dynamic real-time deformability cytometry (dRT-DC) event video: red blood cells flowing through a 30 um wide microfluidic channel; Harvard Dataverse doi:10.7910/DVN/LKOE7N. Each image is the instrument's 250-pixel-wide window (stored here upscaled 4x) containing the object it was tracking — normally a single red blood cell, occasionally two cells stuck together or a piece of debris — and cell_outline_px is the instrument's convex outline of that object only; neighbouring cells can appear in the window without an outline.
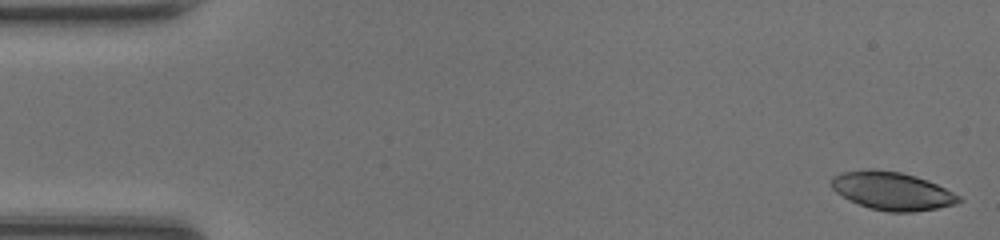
{"species": "common noctule bat (a hibernating species)", "species_latin": "Nyctalus noctula", "temperature_condition": "room temperature", "stored_images_in_passage": 47, "camera_frame_rate_fps": 3000, "um_per_image_px": 0.085, "animal": {"sex": "female", "body_mass_g": 20.0, "forearm_length_mm": 54.0}, "frame": {"image": 1, "passage_image": 1, "time_ms": 0.0, "image_size_px": [1000, 240], "cell_outline_px": [[964, 200], [956, 204], [936, 208], [912, 212], [888, 212], [868, 208], [848, 200], [836, 192], [832, 188], [832, 176], [840, 172], [868, 168], [872, 168], [900, 172], [916, 176], [928, 180], [960, 196]], "centroid_in_image_um": [75.8, 16.22], "position_along_channel_um": 9.2, "area_um2": 28.5}}
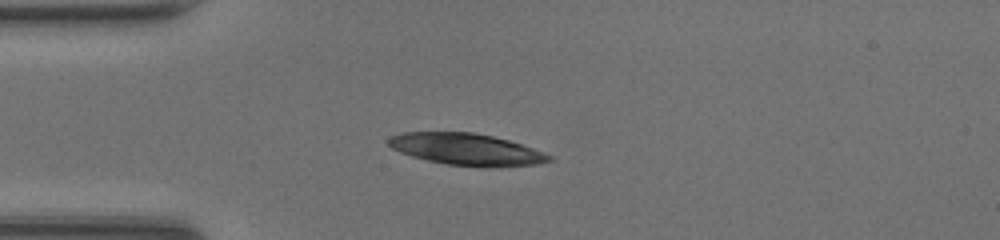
{"frame": {"image": 2, "passage_image": 12, "time_ms": 3.667, "image_size_px": [1000, 240], "cell_outline_px": [[552, 160], [536, 164], [448, 164], [428, 160], [412, 156], [400, 152], [392, 148], [388, 144], [388, 140], [392, 136], [404, 132], [472, 132], [492, 136], [508, 140], [544, 152], [552, 156]], "centroid_in_image_um": [39.57, 12.64], "position_along_channel_um": 45.4, "area_um2": 28.26}}
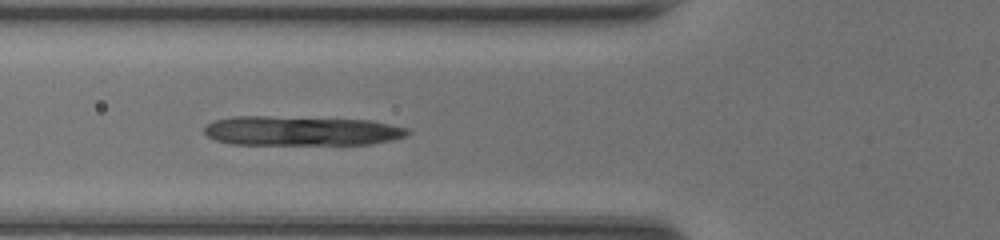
{"frame": {"image": 3, "passage_image": 17, "time_ms": 5.333, "image_size_px": [1000, 240], "cell_outline_px": [[412, 132], [404, 136], [392, 140], [372, 144], [232, 144], [216, 140], [208, 136], [204, 132], [204, 128], [208, 124], [216, 120], [232, 116], [268, 116], [372, 120], [408, 128]], "centroid_in_image_um": [25.64, 11.12], "position_along_channel_um": 100.2, "area_um2": 34.97}}